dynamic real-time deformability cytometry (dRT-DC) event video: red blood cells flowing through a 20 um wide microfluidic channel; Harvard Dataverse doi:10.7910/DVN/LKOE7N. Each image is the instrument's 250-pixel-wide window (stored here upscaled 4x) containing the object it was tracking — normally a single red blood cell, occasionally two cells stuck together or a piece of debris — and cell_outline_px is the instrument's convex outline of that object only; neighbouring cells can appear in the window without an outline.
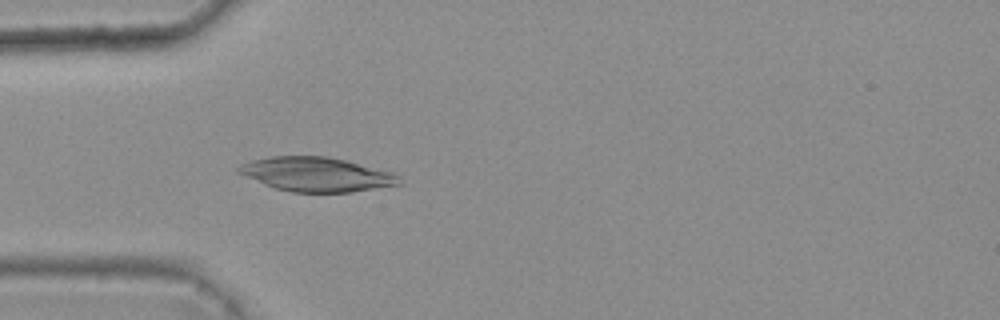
{"species": "common noctule bat (a hibernating species)", "species_latin": "Nyctalus noctula", "temperature_condition": "warm", "stored_images_in_passage": 2, "camera_frame_rate_fps": 3000, "um_per_image_px": 0.085, "animal": {"sex": "female", "body_mass_g": 25.1}, "frame": {"image": 1, "passage_image": 2, "time_ms": 0.333, "image_size_px": [1000, 320], "cell_outline_px": [[404, 184], [352, 192], [292, 192], [276, 188], [264, 184], [236, 172], [236, 168], [240, 164], [252, 160], [272, 156], [328, 156], [392, 172], [400, 176]], "centroid_in_image_um": [26.92, 14.82], "position_along_channel_um": 58.1, "area_um2": 32.08}}